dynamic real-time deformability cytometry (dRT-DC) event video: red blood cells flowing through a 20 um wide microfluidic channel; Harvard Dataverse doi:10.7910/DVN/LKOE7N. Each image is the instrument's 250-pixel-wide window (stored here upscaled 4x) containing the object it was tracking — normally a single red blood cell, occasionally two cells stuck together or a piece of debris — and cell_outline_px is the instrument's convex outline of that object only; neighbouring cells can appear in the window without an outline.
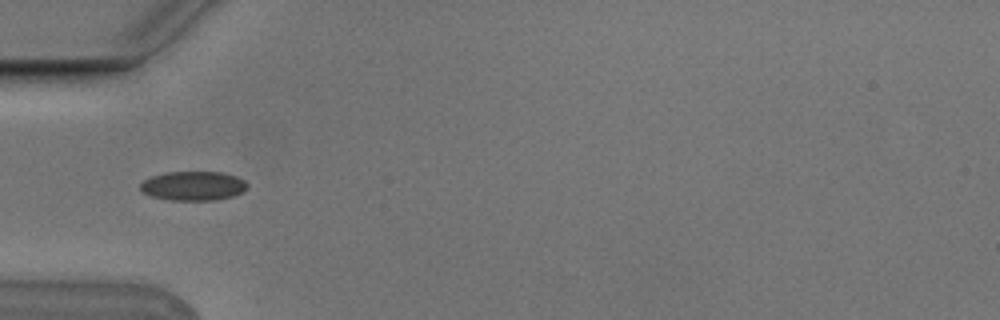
{"species": "Egyptian fruit bat (a non-hibernating species)", "species_latin": "Rousettus aegyptiacus", "temperature_condition": "cold", "stored_images_in_passage": 6, "camera_frame_rate_fps": 3000, "um_per_image_px": 0.085, "animal": {"sex": "male"}, "frame": {"image": 1, "passage_image": 4, "time_ms": 1.0, "image_size_px": [1000, 320], "cell_outline_px": [[248, 184], [244, 192], [232, 196], [216, 200], [168, 200], [152, 196], [144, 192], [140, 188], [140, 184], [144, 180], [152, 176], [168, 172], [220, 172], [236, 176], [244, 180]], "centroid_in_image_um": [16.45, 15.8], "position_along_channel_um": 68.6, "area_um2": 18.15}}
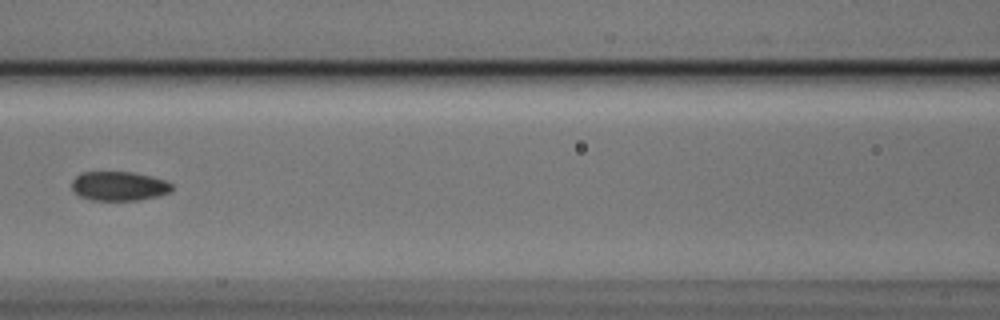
{"frame": {"image": 2, "passage_image": 6, "time_ms": 1.667, "image_size_px": [1000, 320], "cell_outline_px": [[172, 192], [140, 200], [92, 200], [80, 196], [72, 188], [72, 180], [80, 172], [132, 172], [152, 176], [164, 180], [172, 184]], "centroid_in_image_um": [10.12, 15.81], "position_along_channel_um": 156.5, "area_um2": 17.05}}